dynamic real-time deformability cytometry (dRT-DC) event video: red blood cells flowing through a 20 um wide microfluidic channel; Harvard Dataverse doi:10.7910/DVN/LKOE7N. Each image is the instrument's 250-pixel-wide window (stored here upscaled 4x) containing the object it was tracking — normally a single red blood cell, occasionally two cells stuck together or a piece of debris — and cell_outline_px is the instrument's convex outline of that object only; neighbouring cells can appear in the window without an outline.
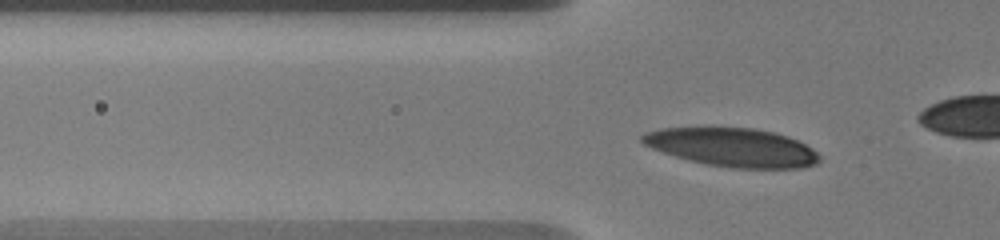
{"species": "human", "species_latin": "Homo sapiens", "temperature_condition": "warm", "stored_images_in_passage": 30, "segment_of_instrument_passage": [1, 2], "camera_frame_rate_fps": 3000, "um_per_image_px": 0.085, "donor": {"sex": "male"}, "frame": {"image": 1, "passage_image": 15, "time_ms": 3.333, "image_size_px": [1000, 240], "cell_outline_px": [[820, 160], [816, 164], [800, 168], [732, 168], [708, 164], [688, 160], [652, 148], [644, 144], [640, 140], [640, 136], [644, 132], [660, 128], [756, 128], [776, 132], [788, 136], [812, 148], [820, 156]], "centroid_in_image_um": [62.26, 12.52], "position_along_channel_um": 63.5, "area_um2": 39.71}}
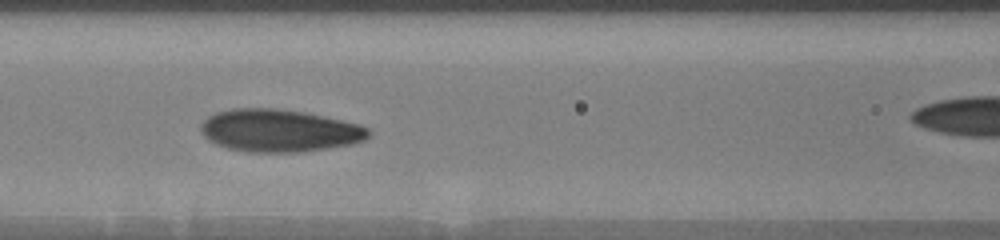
{"frame": {"image": 2, "passage_image": 26, "time_ms": 5.667, "image_size_px": [1000, 240], "cell_outline_px": [[372, 132], [364, 140], [352, 144], [328, 148], [300, 152], [248, 152], [228, 148], [216, 144], [208, 140], [200, 132], [200, 124], [208, 116], [216, 112], [232, 108], [276, 108], [304, 112], [324, 116], [360, 124], [368, 128]], "centroid_in_image_um": [23.72, 11.1], "position_along_channel_um": 142.9, "area_um2": 41.79}}
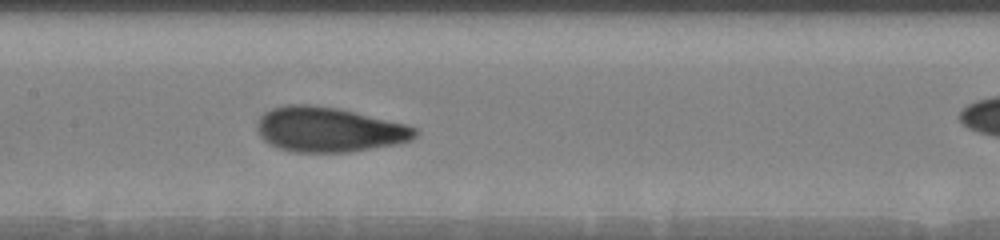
{"frame": {"image": 3, "passage_image": 29, "time_ms": 6.667, "image_size_px": [1000, 240], "cell_outline_px": [[420, 132], [412, 140], [396, 144], [348, 152], [292, 152], [276, 148], [268, 144], [260, 136], [256, 128], [256, 124], [260, 116], [264, 112], [272, 108], [288, 104], [312, 104], [336, 108], [408, 124], [420, 128]], "centroid_in_image_um": [27.96, 11.01], "position_along_channel_um": 179.4, "area_um2": 41.73}}